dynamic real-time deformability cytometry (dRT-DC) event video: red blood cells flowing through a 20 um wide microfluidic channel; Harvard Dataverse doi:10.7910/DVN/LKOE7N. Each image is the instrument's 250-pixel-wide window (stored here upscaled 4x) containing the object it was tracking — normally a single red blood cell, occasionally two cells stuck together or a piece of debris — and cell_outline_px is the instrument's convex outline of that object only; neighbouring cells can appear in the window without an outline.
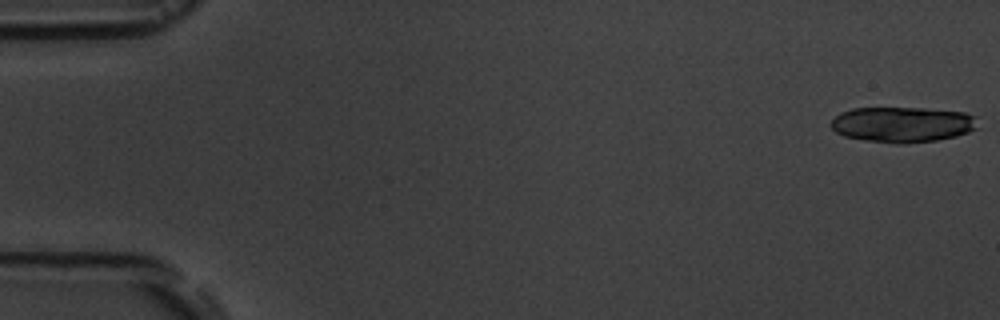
{"species": "common noctule bat (a hibernating species)", "species_latin": "Nyctalus noctula", "temperature_condition": "room temperature", "stored_images_in_passage": 7, "camera_frame_rate_fps": 3000, "um_per_image_px": 0.085, "animal": {"sex": "male", "body_mass_g": 19.5, "forearm_length_mm": 54.6}, "frame": {"image": 1, "passage_image": 1, "time_ms": 0.0, "image_size_px": [1000, 320], "cell_outline_px": [[976, 128], [968, 132], [956, 136], [936, 140], [904, 144], [896, 144], [868, 140], [844, 136], [836, 132], [832, 128], [832, 120], [840, 112], [852, 108], [924, 108], [964, 112], [976, 116]], "centroid_in_image_um": [76.71, 10.57], "position_along_channel_um": 8.3, "area_um2": 30.29}}
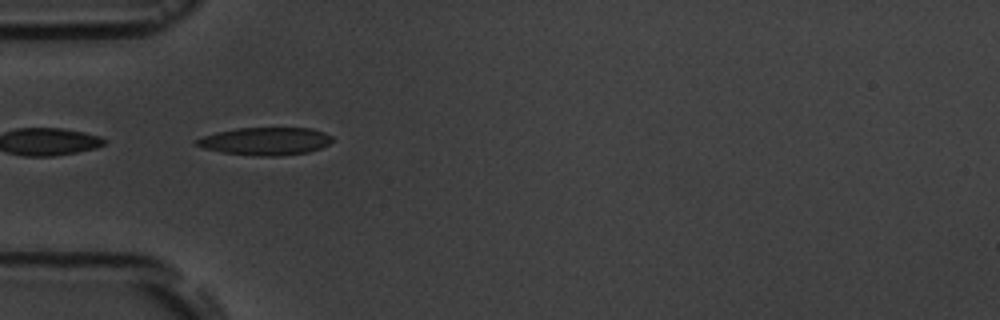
{"frame": {"image": 2, "passage_image": 6, "time_ms": 5.667, "image_size_px": [1000, 320], "cell_outline_px": [[332, 140], [328, 144], [320, 148], [308, 152], [280, 156], [256, 156], [224, 152], [204, 148], [192, 144], [192, 140], [216, 132], [236, 128], [312, 128], [324, 132], [332, 136]], "centroid_in_image_um": [22.53, 12.0], "position_along_channel_um": 62.5, "area_um2": 22.02}}